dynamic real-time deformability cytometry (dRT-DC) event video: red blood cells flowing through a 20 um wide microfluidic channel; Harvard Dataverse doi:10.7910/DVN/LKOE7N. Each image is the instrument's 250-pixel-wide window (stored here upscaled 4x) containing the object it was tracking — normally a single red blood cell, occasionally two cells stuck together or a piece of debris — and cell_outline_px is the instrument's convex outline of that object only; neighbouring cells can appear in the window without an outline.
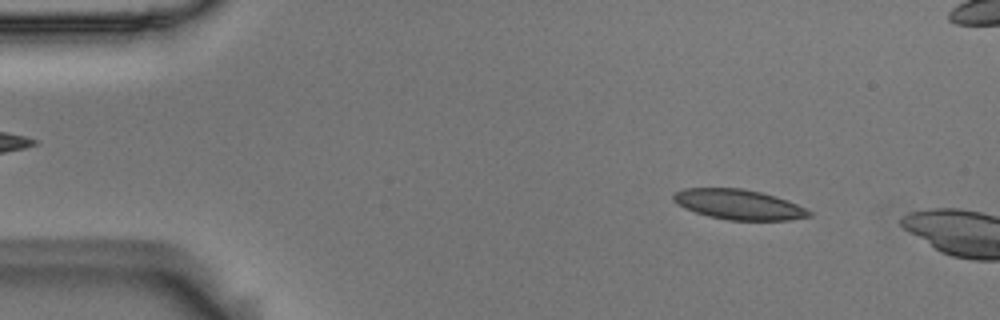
{"species": "Egyptian fruit bat (a non-hibernating species)", "species_latin": "Rousettus aegyptiacus", "temperature_condition": "room temperature", "stored_images_in_passage": 3, "camera_frame_rate_fps": 3000, "um_per_image_px": 0.085, "animal": {"sex": "male"}, "frame": {"image": 1, "passage_image": 1, "time_ms": 0.0, "image_size_px": [1000, 320], "cell_outline_px": [[812, 216], [788, 220], [728, 220], [708, 216], [684, 208], [676, 204], [672, 200], [672, 196], [676, 192], [684, 188], [740, 188], [760, 192], [776, 196], [788, 200], [812, 212]], "centroid_in_image_um": [62.77, 17.38], "position_along_channel_um": 22.2, "area_um2": 23.76}}